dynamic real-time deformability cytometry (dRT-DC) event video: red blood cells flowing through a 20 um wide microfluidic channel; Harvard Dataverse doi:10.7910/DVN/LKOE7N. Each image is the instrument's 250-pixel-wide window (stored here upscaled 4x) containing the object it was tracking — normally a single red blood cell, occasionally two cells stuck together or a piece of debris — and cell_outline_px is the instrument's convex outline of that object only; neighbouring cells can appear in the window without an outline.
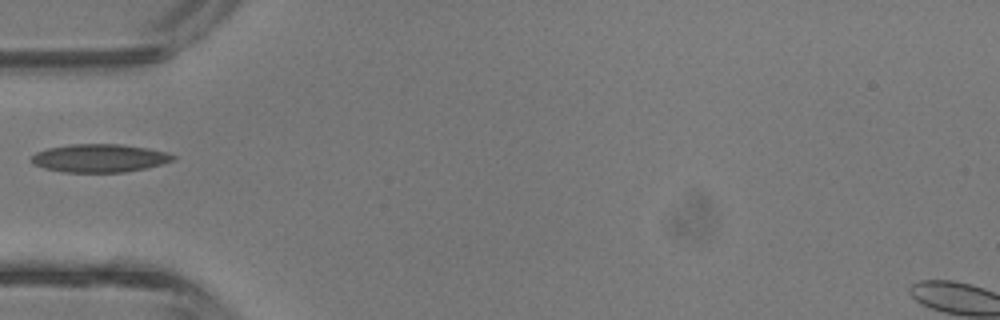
{"species": "common noctule bat (a hibernating species)", "species_latin": "Nyctalus noctula", "temperature_condition": "room temperature", "stored_images_in_passage": 25, "camera_frame_rate_fps": 3000, "um_per_image_px": 0.085, "animal": {"sex": "male", "body_mass_g": 13.3}, "frame": {"image": 1, "passage_image": 1, "time_ms": 0.0, "image_size_px": [1000, 320], "cell_outline_px": [[176, 160], [148, 168], [124, 172], [64, 172], [44, 168], [32, 164], [32, 156], [36, 152], [48, 148], [68, 144], [120, 144], [148, 148], [168, 152], [176, 156]], "centroid_in_image_um": [8.5, 13.44], "position_along_channel_um": 76.5, "area_um2": 23.41}}
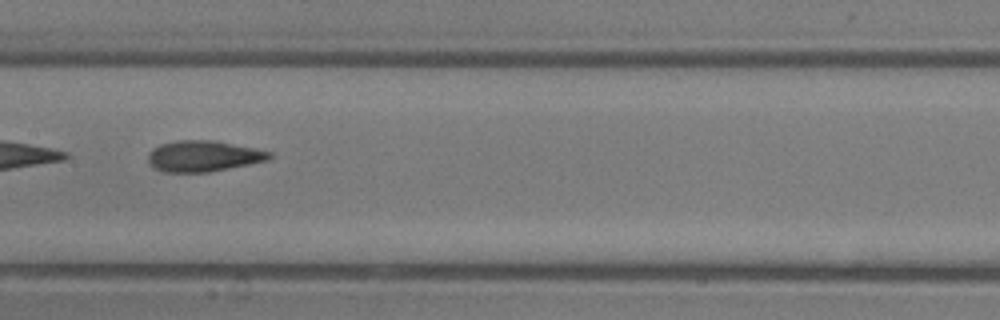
{"frame": {"image": 2, "passage_image": 8, "time_ms": 2.333, "image_size_px": [1000, 320], "cell_outline_px": [[272, 156], [268, 160], [208, 172], [164, 172], [156, 168], [148, 160], [148, 152], [152, 148], [160, 144], [176, 140], [216, 140], [272, 152]], "centroid_in_image_um": [17.27, 13.25], "position_along_channel_um": 190.1, "area_um2": 21.79}}
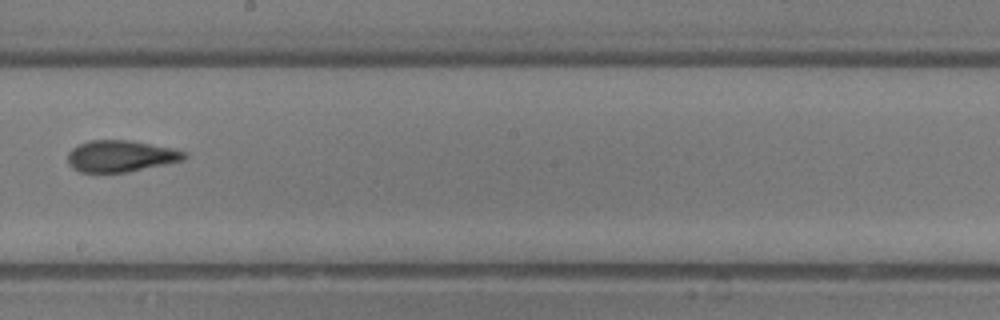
{"frame": {"image": 3, "passage_image": 11, "time_ms": 3.333, "image_size_px": [1000, 320], "cell_outline_px": [[188, 156], [184, 160], [128, 172], [80, 172], [72, 168], [68, 164], [68, 152], [72, 148], [88, 140], [128, 140], [172, 148], [188, 152]], "centroid_in_image_um": [10.26, 13.27], "position_along_channel_um": 237.9, "area_um2": 21.44}}